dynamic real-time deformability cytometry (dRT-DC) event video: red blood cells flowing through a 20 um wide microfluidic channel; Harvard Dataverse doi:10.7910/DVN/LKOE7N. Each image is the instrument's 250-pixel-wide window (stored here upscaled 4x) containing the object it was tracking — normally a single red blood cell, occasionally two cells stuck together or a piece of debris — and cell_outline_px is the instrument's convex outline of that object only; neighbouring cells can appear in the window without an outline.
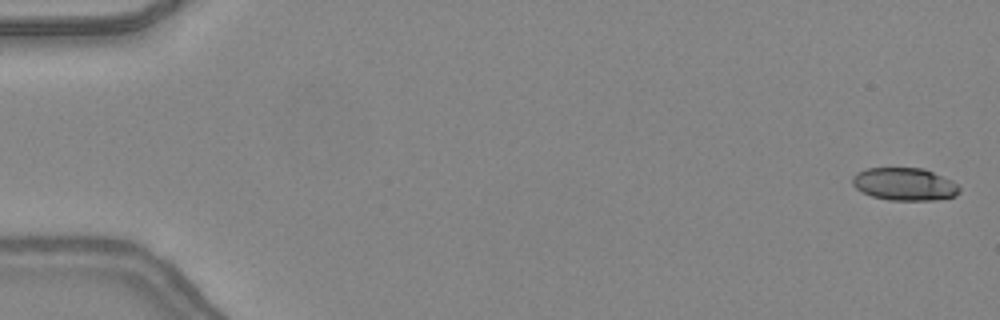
{"species": "common noctule bat (a hibernating species)", "species_latin": "Nyctalus noctula", "temperature_condition": "warm", "stored_images_in_passage": 6, "camera_frame_rate_fps": 3000, "um_per_image_px": 0.085, "animal": {"sex": "female", "body_mass_g": 24.6, "forearm_length_mm": 56.2}, "frame": {"image": 1, "passage_image": 2, "time_ms": 0.333, "image_size_px": [1000, 320], "cell_outline_px": [[960, 192], [956, 196], [932, 200], [888, 200], [872, 196], [856, 188], [852, 184], [852, 176], [856, 172], [868, 168], [924, 168], [952, 180], [960, 188]], "centroid_in_image_um": [76.89, 15.65], "position_along_channel_um": 8.1, "area_um2": 20.4}}